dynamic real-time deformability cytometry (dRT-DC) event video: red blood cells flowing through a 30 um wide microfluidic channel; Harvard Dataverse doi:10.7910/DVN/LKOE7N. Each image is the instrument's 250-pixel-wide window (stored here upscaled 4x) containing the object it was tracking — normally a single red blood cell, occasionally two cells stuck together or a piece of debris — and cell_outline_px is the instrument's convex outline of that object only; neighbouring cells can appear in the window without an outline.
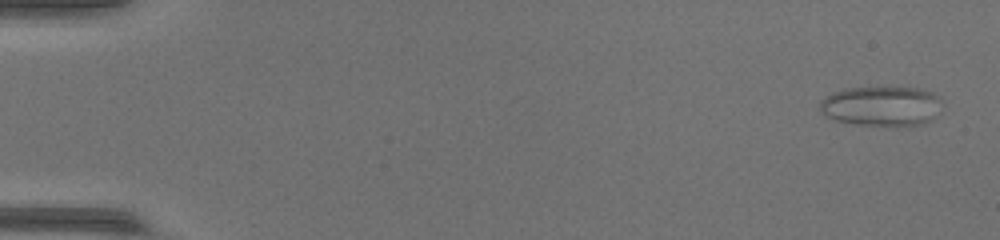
{"species": "common noctule bat (a hibernating species)", "species_latin": "Nyctalus noctula", "temperature_condition": "warm", "stored_images_in_passage": 51, "camera_frame_rate_fps": 3000, "um_per_image_px": 0.085, "animal": {"sex": "female", "body_mass_g": 17.0, "forearm_length_mm": 48.0}, "frame": {"image": 1, "passage_image": 1, "time_ms": 0.0, "image_size_px": [1000, 240], "cell_outline_px": [[940, 100], [932, 116], [924, 124], [856, 124], [836, 120], [820, 112], [820, 100], [824, 96], [832, 92], [844, 88], [920, 88], [932, 92], [940, 96]], "centroid_in_image_um": [74.83, 8.98], "position_along_channel_um": 10.2, "area_um2": 27.51}}
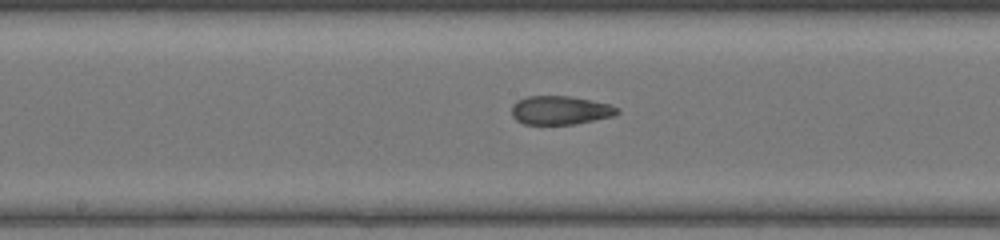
{"frame": {"image": 2, "passage_image": 27, "time_ms": 8.667, "image_size_px": [1000, 240], "cell_outline_px": [[620, 112], [612, 116], [572, 124], [524, 124], [516, 120], [512, 116], [512, 104], [516, 100], [528, 96], [568, 96], [608, 104], [620, 108]], "centroid_in_image_um": [47.57, 9.37], "position_along_channel_um": 200.6, "area_um2": 17.46}}
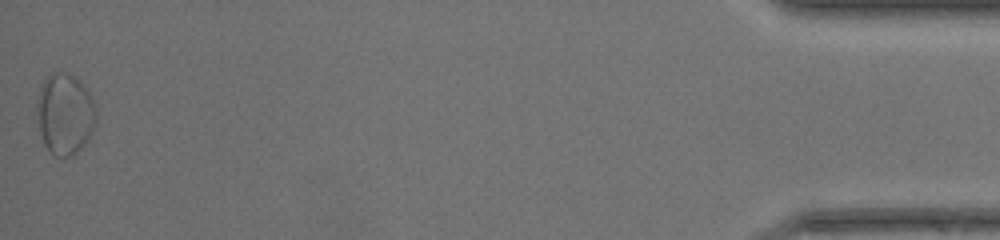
{"frame": {"image": 3, "passage_image": 51, "time_ms": 16.667, "image_size_px": [1000, 240], "cell_outline_px": [[96, 120], [92, 132], [88, 140], [72, 156], [56, 156], [44, 144], [40, 132], [36, 104], [36, 100], [40, 84], [52, 72], [68, 72], [76, 76], [88, 88], [96, 108]], "centroid_in_image_um": [5.52, 9.63], "position_along_channel_um": 429.7, "area_um2": 28.32}}